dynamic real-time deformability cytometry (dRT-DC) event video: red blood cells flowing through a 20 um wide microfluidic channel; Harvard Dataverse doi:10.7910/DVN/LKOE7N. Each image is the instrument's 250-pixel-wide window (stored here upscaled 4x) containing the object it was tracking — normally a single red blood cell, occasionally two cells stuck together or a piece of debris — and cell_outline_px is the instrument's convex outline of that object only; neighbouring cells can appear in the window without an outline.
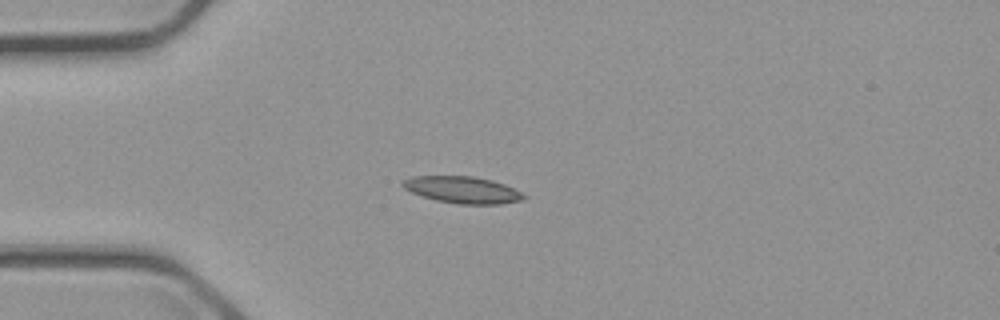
{"species": "common noctule bat (a hibernating species)", "species_latin": "Nyctalus noctula", "temperature_condition": "cold", "stored_images_in_passage": 42, "camera_frame_rate_fps": 3000, "um_per_image_px": 0.085, "animal": {"sex": "male", "body_mass_g": 23.1, "forearm_length_mm": 52.7}, "frame": {"image": 1, "passage_image": 1, "time_ms": 0.0, "image_size_px": [1000, 320], "cell_outline_px": [[528, 196], [520, 200], [500, 204], [460, 204], [436, 200], [412, 192], [404, 188], [400, 184], [404, 180], [412, 176], [472, 176], [492, 180], [504, 184]], "centroid_in_image_um": [39.31, 16.13], "position_along_channel_um": 45.7, "area_um2": 18.67}}
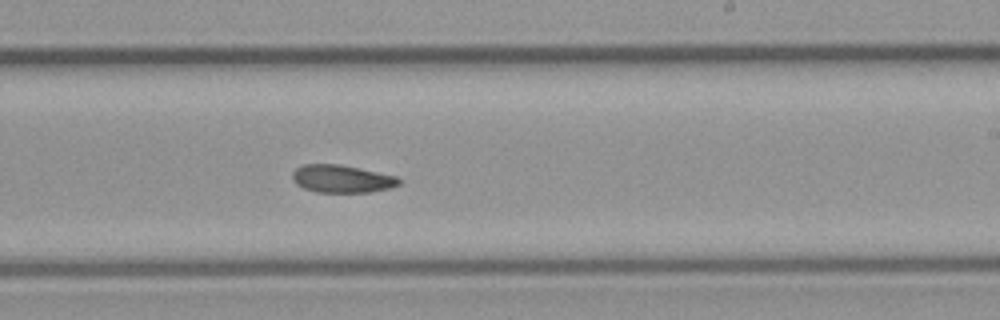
{"frame": {"image": 2, "passage_image": 20, "time_ms": 6.333, "image_size_px": [1000, 320], "cell_outline_px": [[400, 184], [388, 188], [372, 192], [316, 192], [304, 188], [296, 184], [292, 180], [292, 172], [296, 168], [304, 164], [340, 164], [396, 176], [400, 180]], "centroid_in_image_um": [29.02, 15.2], "position_along_channel_um": 260.0, "area_um2": 17.17}}
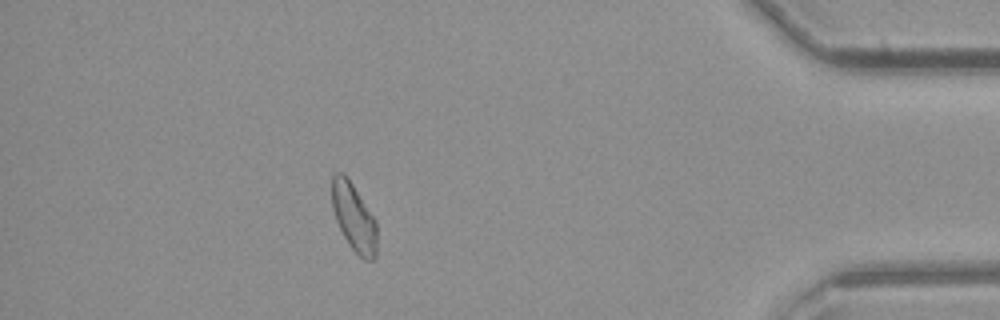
{"frame": {"image": 3, "passage_image": 36, "time_ms": 11.667, "image_size_px": [1000, 320], "cell_outline_px": [[376, 260], [364, 260], [348, 244], [336, 220], [332, 208], [332, 176], [336, 172], [344, 172], [376, 220]], "centroid_in_image_um": [30.07, 18.47], "position_along_channel_um": 405.1, "area_um2": 17.69}, "authors_computed_cell_mechanics": {"area_um2": 17.8024, "velocity_mm_per_s": 3.6588, "shape_relaxation_time_tau1_ms": 10.6842, "shape_relaxation_time_tau2_ms": null, "deformation_change_tau1": 0.1805, "deformation_change_tau2": null}}